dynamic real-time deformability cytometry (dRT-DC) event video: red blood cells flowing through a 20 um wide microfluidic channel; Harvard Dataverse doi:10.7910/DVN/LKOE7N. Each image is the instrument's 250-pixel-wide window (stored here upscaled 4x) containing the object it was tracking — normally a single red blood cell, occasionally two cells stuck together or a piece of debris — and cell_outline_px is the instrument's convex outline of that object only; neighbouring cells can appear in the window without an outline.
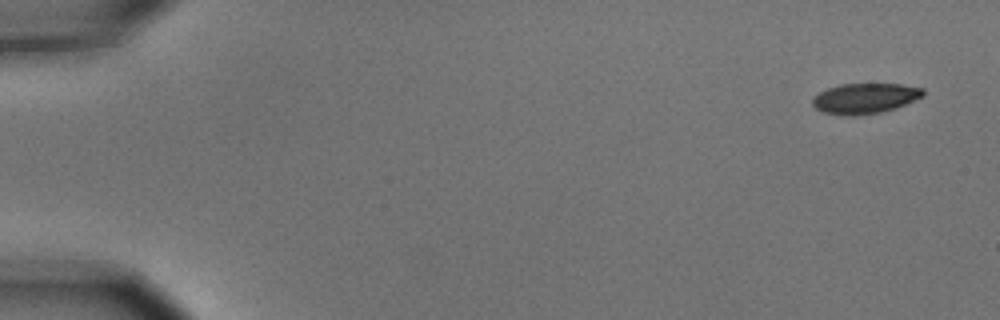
{"species": "common noctule bat (a hibernating species)", "species_latin": "Nyctalus noctula", "temperature_condition": "cold", "stored_images_in_passage": 5, "camera_frame_rate_fps": 3000, "um_per_image_px": 0.085, "animal": {"sex": "male", "body_mass_g": 15.6}, "frame": {"image": 1, "passage_image": 1, "time_ms": 0.0, "image_size_px": [1000, 320], "cell_outline_px": [[924, 96], [896, 108], [880, 112], [852, 116], [844, 116], [824, 112], [816, 108], [812, 104], [812, 100], [820, 92], [828, 88], [840, 84], [900, 84], [924, 88]], "centroid_in_image_um": [73.54, 8.36], "position_along_channel_um": 11.5, "area_um2": 19.48}}
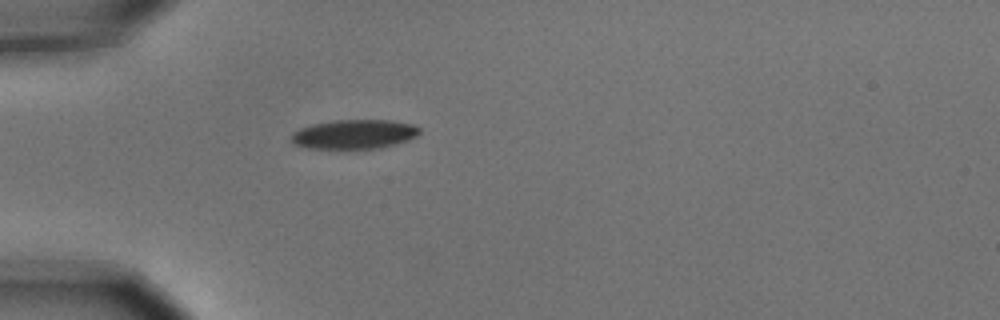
{"frame": {"image": 2, "passage_image": 5, "time_ms": 1.333, "image_size_px": [1000, 320], "cell_outline_px": [[420, 132], [416, 136], [408, 140], [396, 144], [380, 148], [308, 148], [292, 144], [292, 132], [300, 128], [312, 124], [336, 120], [392, 120], [412, 124], [420, 128]], "centroid_in_image_um": [30.11, 11.4], "position_along_channel_um": 54.9, "area_um2": 21.85}}